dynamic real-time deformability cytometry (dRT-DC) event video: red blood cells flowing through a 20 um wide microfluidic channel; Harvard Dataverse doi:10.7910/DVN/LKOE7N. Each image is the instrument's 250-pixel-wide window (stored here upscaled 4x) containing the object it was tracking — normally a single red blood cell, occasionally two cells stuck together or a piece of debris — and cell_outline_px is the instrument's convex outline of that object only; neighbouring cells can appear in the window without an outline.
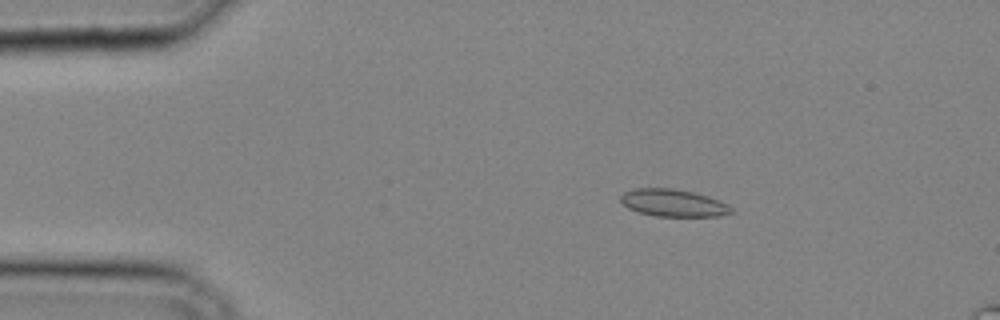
{"species": "common noctule bat (a hibernating species)", "species_latin": "Nyctalus noctula", "temperature_condition": "cold", "stored_images_in_passage": 34, "camera_frame_rate_fps": 3000, "um_per_image_px": 0.085, "animal": {"sex": "male", "body_mass_g": 20.4}, "frame": {"image": 1, "passage_image": 5, "time_ms": 1.333, "image_size_px": [1000, 320], "cell_outline_px": [[732, 212], [720, 216], [656, 216], [640, 212], [628, 208], [620, 200], [620, 196], [624, 192], [632, 188], [672, 188], [692, 192], [708, 196], [728, 204], [732, 208]], "centroid_in_image_um": [57.21, 17.24], "position_along_channel_um": 27.8, "area_um2": 17.51}}
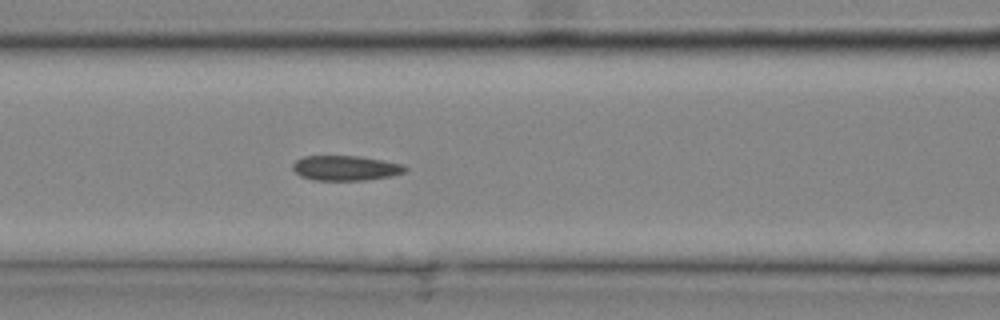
{"frame": {"image": 2, "passage_image": 14, "time_ms": 4.333, "image_size_px": [1000, 320], "cell_outline_px": [[408, 168], [404, 172], [392, 176], [364, 180], [312, 180], [300, 176], [292, 168], [292, 164], [296, 160], [304, 156], [356, 156], [384, 160], [404, 164]], "centroid_in_image_um": [29.38, 14.28], "position_along_channel_um": 137.2, "area_um2": 16.42}}
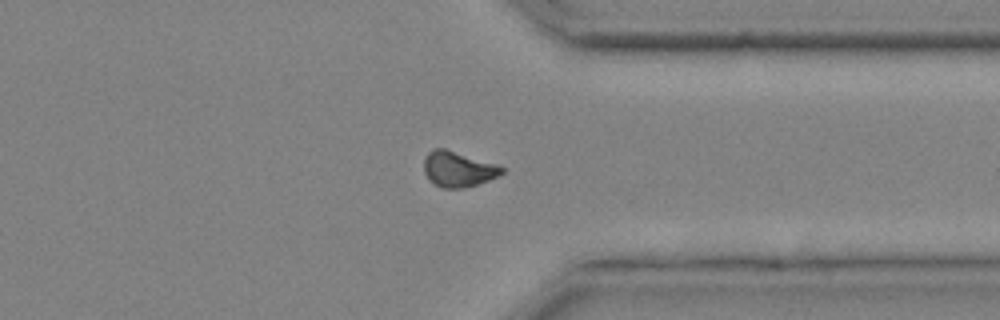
{"frame": {"image": 3, "passage_image": 27, "time_ms": 8.667, "image_size_px": [1000, 320], "cell_outline_px": [[504, 172], [500, 176], [476, 184], [460, 188], [444, 188], [436, 184], [424, 172], [424, 160], [428, 152], [432, 148], [444, 148], [496, 164], [504, 168]], "centroid_in_image_um": [38.95, 14.36], "position_along_channel_um": 372.4, "area_um2": 15.78}}